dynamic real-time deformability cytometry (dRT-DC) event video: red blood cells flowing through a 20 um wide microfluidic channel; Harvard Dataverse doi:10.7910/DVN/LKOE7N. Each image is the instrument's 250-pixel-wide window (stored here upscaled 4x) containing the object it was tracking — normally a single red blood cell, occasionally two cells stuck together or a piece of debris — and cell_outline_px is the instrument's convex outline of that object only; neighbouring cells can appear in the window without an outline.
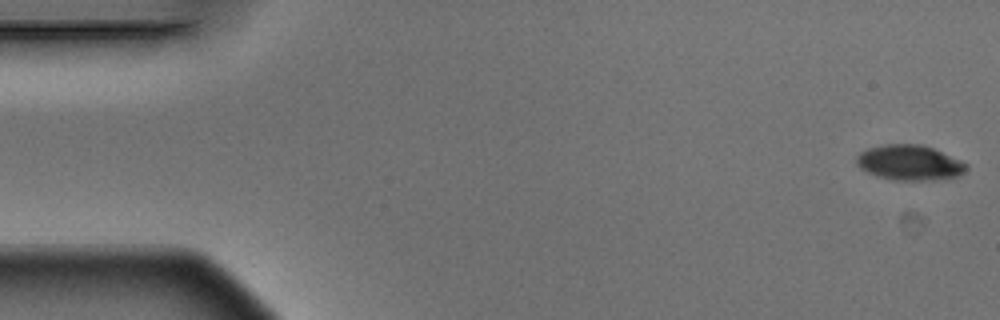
{"species": "Egyptian fruit bat (a non-hibernating species)", "species_latin": "Rousettus aegyptiacus", "temperature_condition": "warm", "stored_images_in_passage": 6, "camera_frame_rate_fps": 3000, "um_per_image_px": 0.085, "animal": {"sex": "male"}, "frame": {"image": 1, "passage_image": 1, "time_ms": 0.0, "image_size_px": [1000, 320], "cell_outline_px": [[968, 168], [960, 176], [948, 180], [892, 180], [876, 176], [860, 168], [856, 164], [856, 156], [860, 152], [868, 148], [888, 144], [920, 144], [932, 148], [960, 160], [968, 164]], "centroid_in_image_um": [77.34, 13.85], "position_along_channel_um": 7.7, "area_um2": 22.77}}
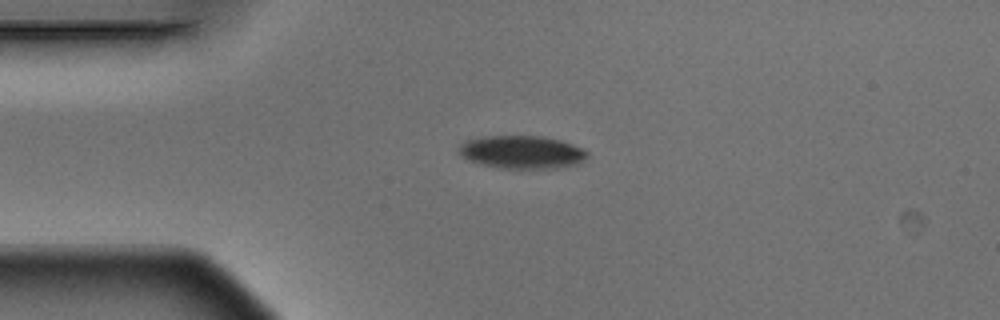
{"frame": {"image": 2, "passage_image": 4, "time_ms": 1.0, "image_size_px": [1000, 320], "cell_outline_px": [[588, 156], [580, 164], [556, 168], [500, 168], [484, 164], [460, 156], [460, 144], [468, 140], [484, 136], [544, 136], [560, 140], [572, 144], [588, 152]], "centroid_in_image_um": [44.41, 12.93], "position_along_channel_um": 40.6, "area_um2": 24.45}}
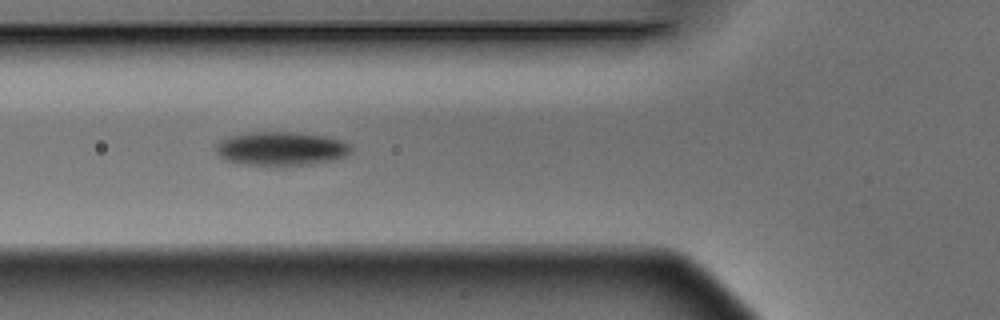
{"frame": {"image": 3, "passage_image": 6, "time_ms": 1.667, "image_size_px": [1000, 320], "cell_outline_px": [[352, 152], [348, 156], [332, 160], [308, 164], [236, 164], [220, 156], [216, 152], [216, 144], [220, 140], [228, 136], [248, 132], [300, 132], [328, 136], [344, 140], [352, 144]], "centroid_in_image_um": [23.95, 12.6], "position_along_channel_um": 101.8, "area_um2": 26.76}}